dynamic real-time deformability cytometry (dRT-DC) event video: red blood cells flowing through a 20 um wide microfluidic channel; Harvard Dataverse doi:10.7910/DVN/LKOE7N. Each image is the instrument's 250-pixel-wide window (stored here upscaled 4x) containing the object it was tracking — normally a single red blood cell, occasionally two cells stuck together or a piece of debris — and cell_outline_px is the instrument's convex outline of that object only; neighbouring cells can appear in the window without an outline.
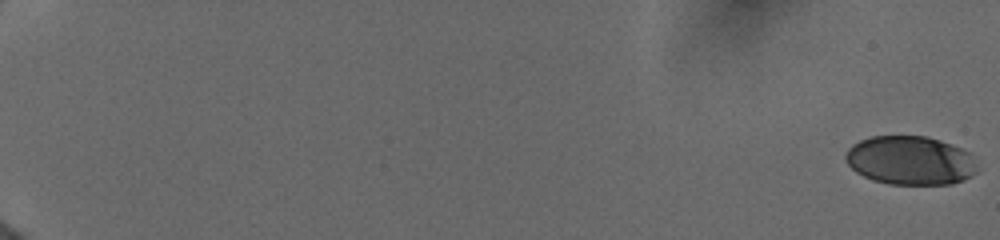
{"species": "human", "species_latin": "Homo sapiens", "temperature_condition": "cold", "stored_images_in_passage": 17, "camera_frame_rate_fps": 3000, "um_per_image_px": 0.085, "donor": {"sex": "female"}, "frame": {"image": 1, "passage_image": 1, "time_ms": 0.0, "image_size_px": [1000, 240], "cell_outline_px": [[976, 172], [972, 176], [964, 180], [952, 184], [888, 184], [872, 180], [856, 172], [844, 160], [844, 152], [852, 144], [860, 140], [872, 136], [928, 136], [940, 140], [972, 152], [976, 164]], "centroid_in_image_um": [77.37, 13.63], "position_along_channel_um": 7.6, "area_um2": 37.92}}
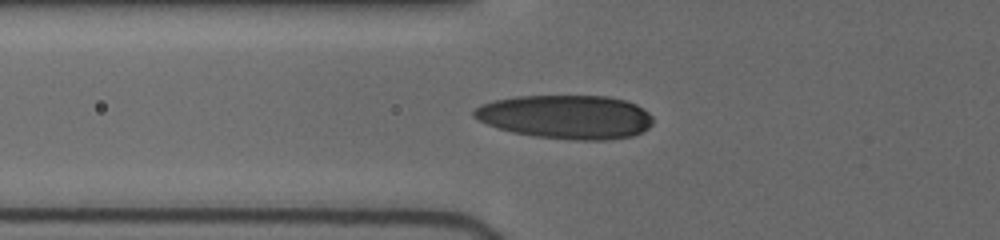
{"frame": {"image": 2, "passage_image": 12, "time_ms": 7.667, "image_size_px": [1000, 240], "cell_outline_px": [[652, 124], [648, 128], [632, 136], [604, 140], [576, 140], [532, 136], [512, 132], [496, 128], [476, 120], [472, 116], [472, 112], [480, 104], [492, 100], [516, 96], [608, 96], [624, 100], [636, 104], [644, 108], [652, 116]], "centroid_in_image_um": [48.07, 9.93], "position_along_channel_um": 77.7, "area_um2": 46.07}}
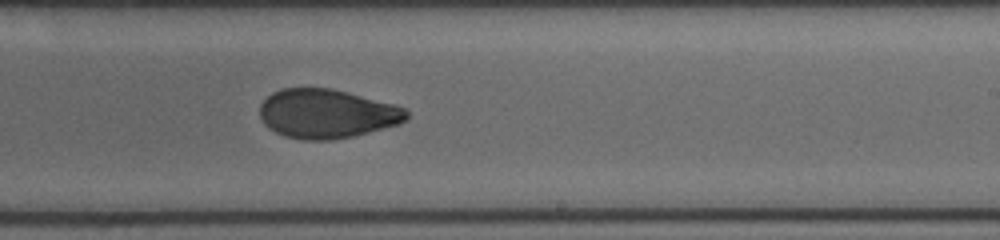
{"frame": {"image": 3, "passage_image": 17, "time_ms": 12.333, "image_size_px": [1000, 240], "cell_outline_px": [[408, 120], [400, 124], [352, 136], [332, 140], [304, 140], [284, 136], [268, 128], [264, 124], [260, 116], [260, 104], [272, 92], [280, 88], [332, 88], [348, 92], [392, 104], [404, 108], [408, 112]], "centroid_in_image_um": [27.76, 9.66], "position_along_channel_um": 261.2, "area_um2": 42.02}}